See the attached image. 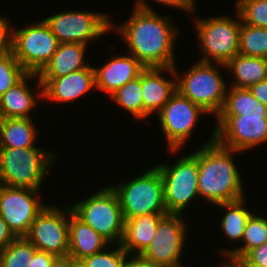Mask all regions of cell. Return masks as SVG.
<instances>
[{"label":"cell","mask_w":267,"mask_h":267,"mask_svg":"<svg viewBox=\"0 0 267 267\" xmlns=\"http://www.w3.org/2000/svg\"><path fill=\"white\" fill-rule=\"evenodd\" d=\"M45 205L24 236L38 250L57 257L68 256L69 206Z\"/></svg>","instance_id":"14"},{"label":"cell","mask_w":267,"mask_h":267,"mask_svg":"<svg viewBox=\"0 0 267 267\" xmlns=\"http://www.w3.org/2000/svg\"><path fill=\"white\" fill-rule=\"evenodd\" d=\"M37 250L25 237H16L0 250V264L2 267H28Z\"/></svg>","instance_id":"30"},{"label":"cell","mask_w":267,"mask_h":267,"mask_svg":"<svg viewBox=\"0 0 267 267\" xmlns=\"http://www.w3.org/2000/svg\"><path fill=\"white\" fill-rule=\"evenodd\" d=\"M183 215L168 213L158 222L152 242L141 254L154 267H185L181 257L189 240V226Z\"/></svg>","instance_id":"12"},{"label":"cell","mask_w":267,"mask_h":267,"mask_svg":"<svg viewBox=\"0 0 267 267\" xmlns=\"http://www.w3.org/2000/svg\"><path fill=\"white\" fill-rule=\"evenodd\" d=\"M235 9L245 24L267 29V0H236Z\"/></svg>","instance_id":"31"},{"label":"cell","mask_w":267,"mask_h":267,"mask_svg":"<svg viewBox=\"0 0 267 267\" xmlns=\"http://www.w3.org/2000/svg\"><path fill=\"white\" fill-rule=\"evenodd\" d=\"M113 22L111 19V31L114 30L126 42L127 52L145 68L175 66L174 47L180 31L170 16H162L156 10L134 8L124 23L115 25Z\"/></svg>","instance_id":"1"},{"label":"cell","mask_w":267,"mask_h":267,"mask_svg":"<svg viewBox=\"0 0 267 267\" xmlns=\"http://www.w3.org/2000/svg\"><path fill=\"white\" fill-rule=\"evenodd\" d=\"M56 151L44 147L0 148V184L41 190L56 163Z\"/></svg>","instance_id":"3"},{"label":"cell","mask_w":267,"mask_h":267,"mask_svg":"<svg viewBox=\"0 0 267 267\" xmlns=\"http://www.w3.org/2000/svg\"><path fill=\"white\" fill-rule=\"evenodd\" d=\"M15 238L16 236L0 216V250L6 248Z\"/></svg>","instance_id":"40"},{"label":"cell","mask_w":267,"mask_h":267,"mask_svg":"<svg viewBox=\"0 0 267 267\" xmlns=\"http://www.w3.org/2000/svg\"><path fill=\"white\" fill-rule=\"evenodd\" d=\"M43 85V101L67 103L77 101L95 90L94 66L73 71L63 77L39 78Z\"/></svg>","instance_id":"16"},{"label":"cell","mask_w":267,"mask_h":267,"mask_svg":"<svg viewBox=\"0 0 267 267\" xmlns=\"http://www.w3.org/2000/svg\"><path fill=\"white\" fill-rule=\"evenodd\" d=\"M214 139V131L198 149V192L201 200L215 206L244 198L243 179L235 155Z\"/></svg>","instance_id":"2"},{"label":"cell","mask_w":267,"mask_h":267,"mask_svg":"<svg viewBox=\"0 0 267 267\" xmlns=\"http://www.w3.org/2000/svg\"><path fill=\"white\" fill-rule=\"evenodd\" d=\"M89 45L82 43H61L52 59L38 73L39 78L63 77L73 71L90 66L86 61Z\"/></svg>","instance_id":"21"},{"label":"cell","mask_w":267,"mask_h":267,"mask_svg":"<svg viewBox=\"0 0 267 267\" xmlns=\"http://www.w3.org/2000/svg\"><path fill=\"white\" fill-rule=\"evenodd\" d=\"M59 41L42 19L19 29L12 27L14 57L28 73H39L57 51Z\"/></svg>","instance_id":"10"},{"label":"cell","mask_w":267,"mask_h":267,"mask_svg":"<svg viewBox=\"0 0 267 267\" xmlns=\"http://www.w3.org/2000/svg\"><path fill=\"white\" fill-rule=\"evenodd\" d=\"M11 21L0 15V56L12 51V26Z\"/></svg>","instance_id":"36"},{"label":"cell","mask_w":267,"mask_h":267,"mask_svg":"<svg viewBox=\"0 0 267 267\" xmlns=\"http://www.w3.org/2000/svg\"><path fill=\"white\" fill-rule=\"evenodd\" d=\"M127 54L112 55L102 66L94 67L97 91H102L110 97L127 82L139 77L145 67L133 55Z\"/></svg>","instance_id":"18"},{"label":"cell","mask_w":267,"mask_h":267,"mask_svg":"<svg viewBox=\"0 0 267 267\" xmlns=\"http://www.w3.org/2000/svg\"><path fill=\"white\" fill-rule=\"evenodd\" d=\"M126 254L120 244H112L105 250L81 260L79 264L80 267H122Z\"/></svg>","instance_id":"33"},{"label":"cell","mask_w":267,"mask_h":267,"mask_svg":"<svg viewBox=\"0 0 267 267\" xmlns=\"http://www.w3.org/2000/svg\"><path fill=\"white\" fill-rule=\"evenodd\" d=\"M27 73L14 57L13 51L0 56V96L17 84Z\"/></svg>","instance_id":"32"},{"label":"cell","mask_w":267,"mask_h":267,"mask_svg":"<svg viewBox=\"0 0 267 267\" xmlns=\"http://www.w3.org/2000/svg\"><path fill=\"white\" fill-rule=\"evenodd\" d=\"M208 115L199 105L176 91L157 113L159 127L166 140L170 156L178 154L191 139L202 115ZM190 138V139H189Z\"/></svg>","instance_id":"9"},{"label":"cell","mask_w":267,"mask_h":267,"mask_svg":"<svg viewBox=\"0 0 267 267\" xmlns=\"http://www.w3.org/2000/svg\"><path fill=\"white\" fill-rule=\"evenodd\" d=\"M52 267H80L79 262L70 256L57 257Z\"/></svg>","instance_id":"41"},{"label":"cell","mask_w":267,"mask_h":267,"mask_svg":"<svg viewBox=\"0 0 267 267\" xmlns=\"http://www.w3.org/2000/svg\"><path fill=\"white\" fill-rule=\"evenodd\" d=\"M248 89L256 99L267 106V79L251 85Z\"/></svg>","instance_id":"39"},{"label":"cell","mask_w":267,"mask_h":267,"mask_svg":"<svg viewBox=\"0 0 267 267\" xmlns=\"http://www.w3.org/2000/svg\"><path fill=\"white\" fill-rule=\"evenodd\" d=\"M192 65L182 75L175 64L176 89L181 95L199 105L208 115L214 114L213 117L216 118L223 108L229 86L220 72L222 70H219H225L226 67L219 63L201 61Z\"/></svg>","instance_id":"4"},{"label":"cell","mask_w":267,"mask_h":267,"mask_svg":"<svg viewBox=\"0 0 267 267\" xmlns=\"http://www.w3.org/2000/svg\"><path fill=\"white\" fill-rule=\"evenodd\" d=\"M171 161L156 163L164 185V202L167 213L183 214L196 199L198 192V149ZM189 153V154H188ZM184 155V156H183ZM175 161V162H174ZM169 162V163H168Z\"/></svg>","instance_id":"7"},{"label":"cell","mask_w":267,"mask_h":267,"mask_svg":"<svg viewBox=\"0 0 267 267\" xmlns=\"http://www.w3.org/2000/svg\"><path fill=\"white\" fill-rule=\"evenodd\" d=\"M43 19L50 26L60 44L91 45L92 42L111 32V16L106 12L66 10Z\"/></svg>","instance_id":"11"},{"label":"cell","mask_w":267,"mask_h":267,"mask_svg":"<svg viewBox=\"0 0 267 267\" xmlns=\"http://www.w3.org/2000/svg\"><path fill=\"white\" fill-rule=\"evenodd\" d=\"M267 242V215L264 217L253 212L247 220L241 245L234 248L218 249L219 256H230L242 259L251 249L259 247Z\"/></svg>","instance_id":"26"},{"label":"cell","mask_w":267,"mask_h":267,"mask_svg":"<svg viewBox=\"0 0 267 267\" xmlns=\"http://www.w3.org/2000/svg\"><path fill=\"white\" fill-rule=\"evenodd\" d=\"M32 118H0V148L37 147L38 128Z\"/></svg>","instance_id":"24"},{"label":"cell","mask_w":267,"mask_h":267,"mask_svg":"<svg viewBox=\"0 0 267 267\" xmlns=\"http://www.w3.org/2000/svg\"><path fill=\"white\" fill-rule=\"evenodd\" d=\"M157 1L160 5H164L165 7H170L173 8L174 10H180L184 13L187 12V14H192L196 13V0H152ZM134 8L141 9V10H148V11H155V9L148 3V0H136Z\"/></svg>","instance_id":"34"},{"label":"cell","mask_w":267,"mask_h":267,"mask_svg":"<svg viewBox=\"0 0 267 267\" xmlns=\"http://www.w3.org/2000/svg\"><path fill=\"white\" fill-rule=\"evenodd\" d=\"M57 256L54 254L37 250L34 253L32 261L29 263L28 267H52L53 262Z\"/></svg>","instance_id":"37"},{"label":"cell","mask_w":267,"mask_h":267,"mask_svg":"<svg viewBox=\"0 0 267 267\" xmlns=\"http://www.w3.org/2000/svg\"><path fill=\"white\" fill-rule=\"evenodd\" d=\"M241 260L246 267H267V242L251 249Z\"/></svg>","instance_id":"35"},{"label":"cell","mask_w":267,"mask_h":267,"mask_svg":"<svg viewBox=\"0 0 267 267\" xmlns=\"http://www.w3.org/2000/svg\"><path fill=\"white\" fill-rule=\"evenodd\" d=\"M215 120L214 139L226 148L243 154L267 143V114L217 115Z\"/></svg>","instance_id":"13"},{"label":"cell","mask_w":267,"mask_h":267,"mask_svg":"<svg viewBox=\"0 0 267 267\" xmlns=\"http://www.w3.org/2000/svg\"><path fill=\"white\" fill-rule=\"evenodd\" d=\"M32 80L36 82L34 89L38 90V94L31 86L29 87ZM37 98L43 100V85L37 73H27L17 84L0 96V118H32L33 116L35 119L31 112L40 101Z\"/></svg>","instance_id":"19"},{"label":"cell","mask_w":267,"mask_h":267,"mask_svg":"<svg viewBox=\"0 0 267 267\" xmlns=\"http://www.w3.org/2000/svg\"><path fill=\"white\" fill-rule=\"evenodd\" d=\"M116 192L124 219L151 213H167L164 202V185L159 169L149 170L127 180L110 184Z\"/></svg>","instance_id":"8"},{"label":"cell","mask_w":267,"mask_h":267,"mask_svg":"<svg viewBox=\"0 0 267 267\" xmlns=\"http://www.w3.org/2000/svg\"><path fill=\"white\" fill-rule=\"evenodd\" d=\"M224 261L220 263L221 265H218V267H246L245 263L241 259L224 256Z\"/></svg>","instance_id":"42"},{"label":"cell","mask_w":267,"mask_h":267,"mask_svg":"<svg viewBox=\"0 0 267 267\" xmlns=\"http://www.w3.org/2000/svg\"><path fill=\"white\" fill-rule=\"evenodd\" d=\"M41 192L0 184V216L16 237L28 233L37 214L47 204L42 201Z\"/></svg>","instance_id":"15"},{"label":"cell","mask_w":267,"mask_h":267,"mask_svg":"<svg viewBox=\"0 0 267 267\" xmlns=\"http://www.w3.org/2000/svg\"><path fill=\"white\" fill-rule=\"evenodd\" d=\"M239 54L267 58V29L253 27L241 22Z\"/></svg>","instance_id":"29"},{"label":"cell","mask_w":267,"mask_h":267,"mask_svg":"<svg viewBox=\"0 0 267 267\" xmlns=\"http://www.w3.org/2000/svg\"><path fill=\"white\" fill-rule=\"evenodd\" d=\"M235 19L231 15L215 17L195 16L194 26L197 34L199 51L202 56L198 61L225 65L239 54L241 18L235 9ZM197 18V19H196Z\"/></svg>","instance_id":"5"},{"label":"cell","mask_w":267,"mask_h":267,"mask_svg":"<svg viewBox=\"0 0 267 267\" xmlns=\"http://www.w3.org/2000/svg\"><path fill=\"white\" fill-rule=\"evenodd\" d=\"M267 114V106L256 99L248 88L228 86L225 102L218 115Z\"/></svg>","instance_id":"27"},{"label":"cell","mask_w":267,"mask_h":267,"mask_svg":"<svg viewBox=\"0 0 267 267\" xmlns=\"http://www.w3.org/2000/svg\"><path fill=\"white\" fill-rule=\"evenodd\" d=\"M122 267H154V266L141 254L127 253L125 255Z\"/></svg>","instance_id":"38"},{"label":"cell","mask_w":267,"mask_h":267,"mask_svg":"<svg viewBox=\"0 0 267 267\" xmlns=\"http://www.w3.org/2000/svg\"><path fill=\"white\" fill-rule=\"evenodd\" d=\"M225 67L233 77V81L228 82L229 86L249 88L251 85L267 79V58L236 54L225 64Z\"/></svg>","instance_id":"23"},{"label":"cell","mask_w":267,"mask_h":267,"mask_svg":"<svg viewBox=\"0 0 267 267\" xmlns=\"http://www.w3.org/2000/svg\"><path fill=\"white\" fill-rule=\"evenodd\" d=\"M118 107L127 111L132 118L138 122L143 120V96L141 89V73L138 78L127 82L124 86L114 92L110 98Z\"/></svg>","instance_id":"28"},{"label":"cell","mask_w":267,"mask_h":267,"mask_svg":"<svg viewBox=\"0 0 267 267\" xmlns=\"http://www.w3.org/2000/svg\"><path fill=\"white\" fill-rule=\"evenodd\" d=\"M245 198L216 204L218 208L223 209V212L226 210L222 216L223 218L220 219V231H222L224 238L227 239L226 241L238 243L237 245L241 243L247 220L254 212L251 208L246 207Z\"/></svg>","instance_id":"25"},{"label":"cell","mask_w":267,"mask_h":267,"mask_svg":"<svg viewBox=\"0 0 267 267\" xmlns=\"http://www.w3.org/2000/svg\"><path fill=\"white\" fill-rule=\"evenodd\" d=\"M168 76L169 79L166 78ZM141 89L144 122L151 115H156L177 91L174 67L145 68L141 72Z\"/></svg>","instance_id":"17"},{"label":"cell","mask_w":267,"mask_h":267,"mask_svg":"<svg viewBox=\"0 0 267 267\" xmlns=\"http://www.w3.org/2000/svg\"><path fill=\"white\" fill-rule=\"evenodd\" d=\"M111 244L92 227L80 220L69 205L68 256L77 262L105 250Z\"/></svg>","instance_id":"20"},{"label":"cell","mask_w":267,"mask_h":267,"mask_svg":"<svg viewBox=\"0 0 267 267\" xmlns=\"http://www.w3.org/2000/svg\"><path fill=\"white\" fill-rule=\"evenodd\" d=\"M103 187V188H102ZM90 197L71 203L73 213L111 245L121 244L125 219L116 192L108 184Z\"/></svg>","instance_id":"6"},{"label":"cell","mask_w":267,"mask_h":267,"mask_svg":"<svg viewBox=\"0 0 267 267\" xmlns=\"http://www.w3.org/2000/svg\"><path fill=\"white\" fill-rule=\"evenodd\" d=\"M168 213H151L125 219L121 246L129 254H142L150 245L160 219Z\"/></svg>","instance_id":"22"}]
</instances>
